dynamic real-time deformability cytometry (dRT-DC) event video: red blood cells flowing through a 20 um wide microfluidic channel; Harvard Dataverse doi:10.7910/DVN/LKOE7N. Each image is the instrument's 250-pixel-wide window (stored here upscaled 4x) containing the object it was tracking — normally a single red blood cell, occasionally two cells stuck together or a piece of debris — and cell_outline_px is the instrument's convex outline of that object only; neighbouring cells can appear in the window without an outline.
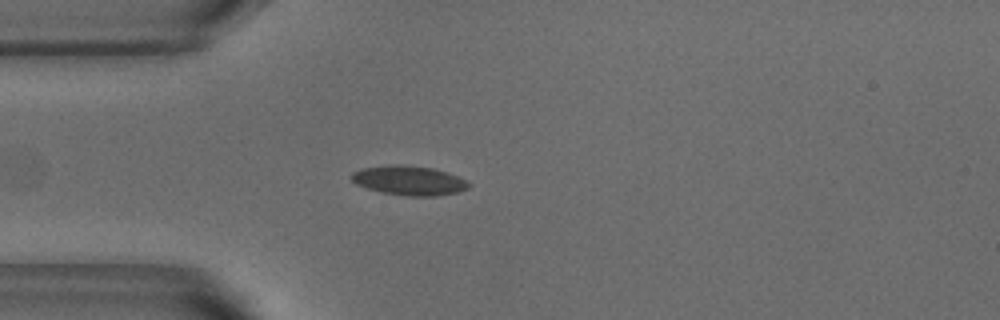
{"species": "common noctule bat (a hibernating species)", "species_latin": "Nyctalus noctula", "temperature_condition": "warm", "stored_images_in_passage": 30, "camera_frame_rate_fps": 3000, "um_per_image_px": 0.085, "animal": {"sex": "male", "body_mass_g": 18.8}, "frame": {"image": 1, "passage_image": 13, "time_ms": 4.0, "image_size_px": [1000, 320], "cell_outline_px": [[472, 184], [468, 188], [456, 192], [436, 196], [408, 196], [380, 192], [356, 184], [348, 176], [352, 172], [360, 168], [392, 164], [404, 164], [432, 168], [448, 172], [468, 180]], "centroid_in_image_um": [34.76, 15.33], "position_along_channel_um": 50.2, "area_um2": 20.4}}